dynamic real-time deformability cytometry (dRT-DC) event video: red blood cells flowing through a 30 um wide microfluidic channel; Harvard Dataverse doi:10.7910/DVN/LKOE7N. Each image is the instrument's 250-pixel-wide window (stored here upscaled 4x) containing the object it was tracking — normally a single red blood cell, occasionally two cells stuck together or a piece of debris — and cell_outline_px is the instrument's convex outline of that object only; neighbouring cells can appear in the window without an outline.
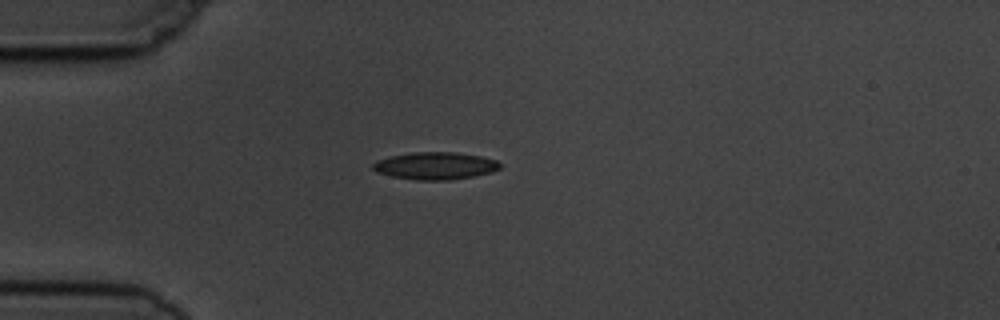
{"species": "common noctule bat (a hibernating species)", "species_latin": "Nyctalus noctula", "temperature_condition": "cold", "stored_images_in_passage": 5, "camera_frame_rate_fps": 3000, "um_per_image_px": 0.085, "animal": {"sex": "male", "body_mass_g": 19.5, "forearm_length_mm": 54.6}, "frame": {"image": 1, "passage_image": 1, "time_ms": 0.0, "image_size_px": [1000, 320], "cell_outline_px": [[500, 168], [492, 172], [472, 176], [448, 180], [416, 180], [392, 176], [376, 172], [372, 168], [372, 164], [376, 160], [388, 156], [412, 152], [456, 152], [480, 156], [496, 160], [500, 164]], "centroid_in_image_um": [36.95, 14.08], "position_along_channel_um": 48.0, "area_um2": 20.29}}
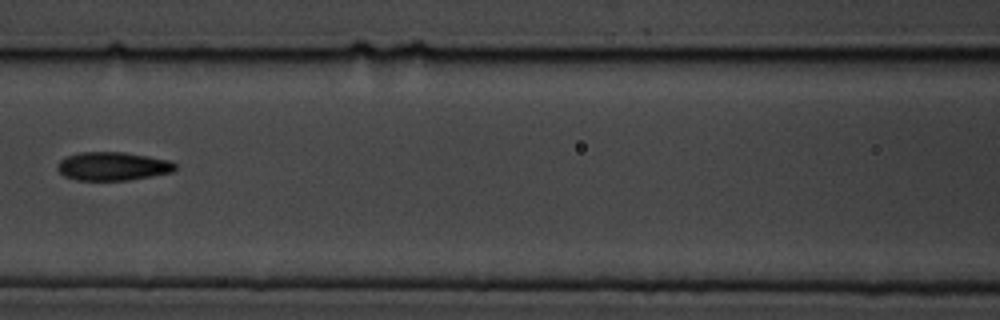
{"frame": {"image": 2, "passage_image": 4, "time_ms": 3.333, "image_size_px": [1000, 320], "cell_outline_px": [[176, 168], [172, 172], [152, 176], [128, 180], [76, 180], [64, 176], [56, 168], [60, 160], [68, 156], [80, 152], [124, 152], [172, 160], [176, 164]], "centroid_in_image_um": [9.6, 14.13], "position_along_channel_um": 157.0, "area_um2": 19.59}}
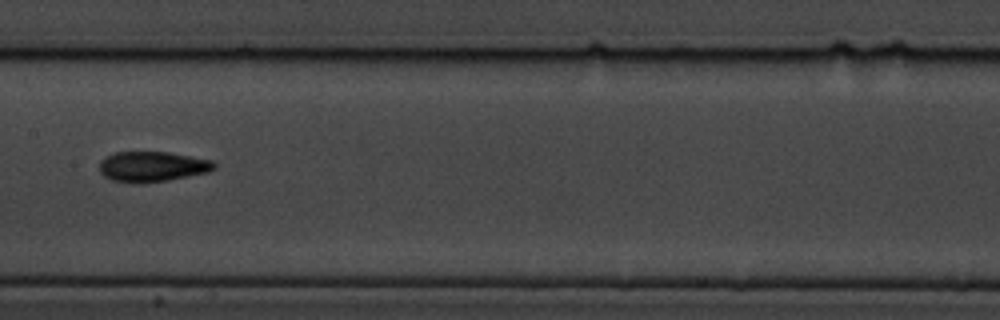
{"frame": {"image": 3, "passage_image": 5, "time_ms": 4.333, "image_size_px": [1000, 320], "cell_outline_px": [[216, 168], [208, 172], [164, 180], [112, 180], [104, 176], [100, 172], [100, 160], [104, 156], [116, 152], [168, 152], [212, 160], [216, 164]], "centroid_in_image_um": [12.96, 14.1], "position_along_channel_um": 194.4, "area_um2": 19.42}}